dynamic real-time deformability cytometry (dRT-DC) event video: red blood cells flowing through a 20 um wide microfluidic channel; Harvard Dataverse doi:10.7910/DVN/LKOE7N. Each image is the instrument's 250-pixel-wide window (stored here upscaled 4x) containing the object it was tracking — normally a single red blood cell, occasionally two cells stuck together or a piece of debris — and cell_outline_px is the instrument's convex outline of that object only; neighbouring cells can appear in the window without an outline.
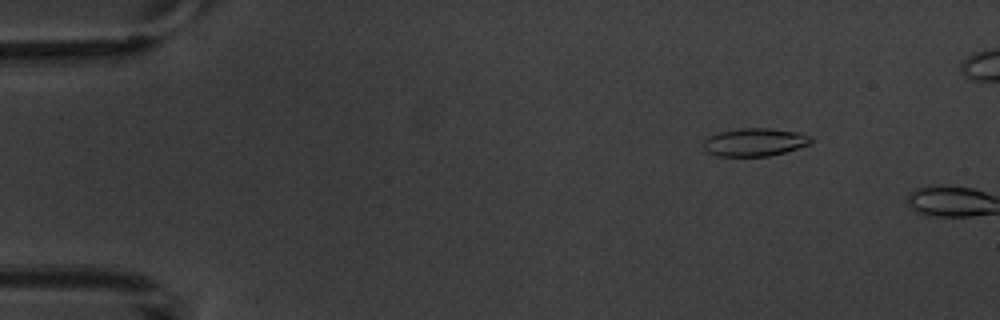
{"species": "common noctule bat (a hibernating species)", "species_latin": "Nyctalus noctula", "temperature_condition": "warm", "stored_images_in_passage": 3, "camera_frame_rate_fps": 3000, "um_per_image_px": 0.085, "animal": {"sex": "male", "body_mass_g": 20.1, "forearm_length_mm": 53.5}, "frame": {"image": 1, "passage_image": 2, "time_ms": 1.0, "image_size_px": [1000, 320], "cell_outline_px": [[812, 144], [784, 152], [768, 156], [716, 156], [708, 152], [704, 148], [704, 140], [720, 132], [740, 128], [768, 128], [800, 132], [812, 136]], "centroid_in_image_um": [64.21, 12.08], "position_along_channel_um": 20.8, "area_um2": 17.51}}